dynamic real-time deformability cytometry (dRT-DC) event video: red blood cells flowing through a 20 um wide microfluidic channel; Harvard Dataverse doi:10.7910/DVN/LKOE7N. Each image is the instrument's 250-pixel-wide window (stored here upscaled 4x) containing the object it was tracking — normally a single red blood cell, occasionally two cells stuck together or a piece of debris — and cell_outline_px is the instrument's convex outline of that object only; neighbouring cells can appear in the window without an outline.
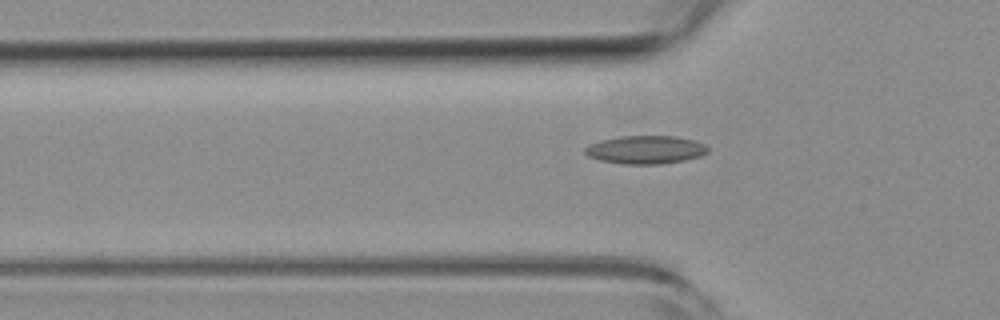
{"species": "common noctule bat (a hibernating species)", "species_latin": "Nyctalus noctula", "temperature_condition": "room temperature", "stored_images_in_passage": 15, "camera_frame_rate_fps": 3000, "um_per_image_px": 0.085, "animal": {"sex": "female", "body_mass_g": 19.3, "forearm_length_mm": 54.1}, "frame": {"image": 1, "passage_image": 2, "time_ms": 0.333, "image_size_px": [1000, 320], "cell_outline_px": [[708, 152], [700, 156], [684, 160], [660, 164], [624, 164], [600, 160], [588, 156], [584, 152], [584, 148], [588, 144], [600, 140], [620, 136], [676, 136], [692, 140], [704, 144], [708, 148]], "centroid_in_image_um": [54.84, 12.72], "position_along_channel_um": 71.0, "area_um2": 20.17}}
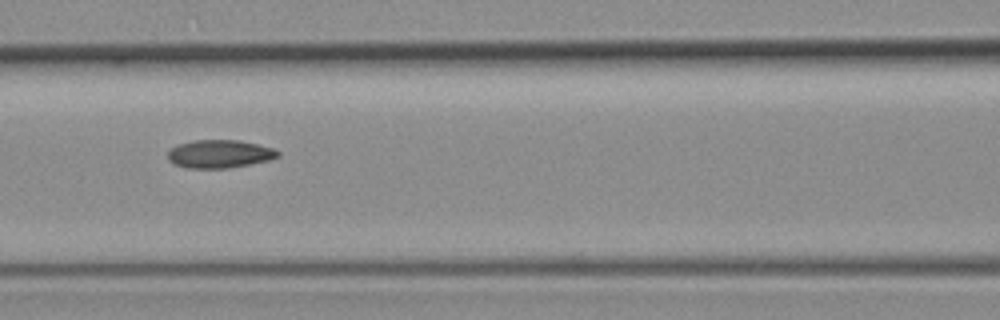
{"frame": {"image": 2, "passage_image": 8, "time_ms": 2.333, "image_size_px": [1000, 320], "cell_outline_px": [[280, 156], [268, 160], [228, 168], [184, 168], [168, 160], [168, 152], [172, 148], [180, 144], [196, 140], [240, 140], [272, 148], [280, 152]], "centroid_in_image_um": [18.66, 13.08], "position_along_channel_um": 147.9, "area_um2": 17.8}}
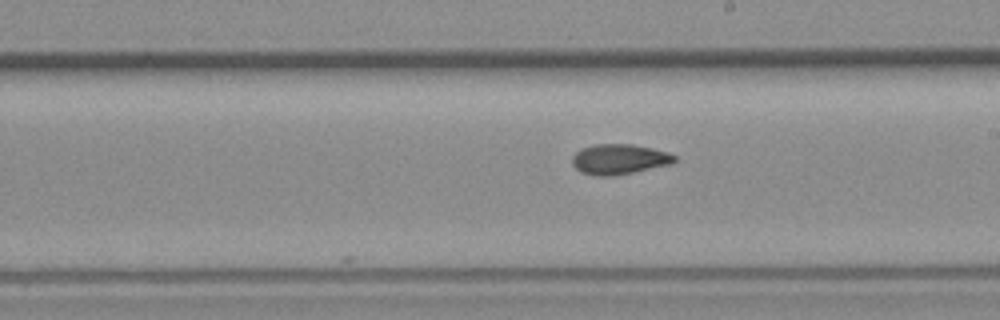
{"frame": {"image": 3, "passage_image": 15, "time_ms": 4.667, "image_size_px": [1000, 320], "cell_outline_px": [[676, 160], [672, 164], [612, 176], [596, 176], [580, 172], [572, 164], [572, 156], [580, 148], [592, 144], [632, 144], [652, 148], [668, 152], [676, 156]], "centroid_in_image_um": [52.61, 13.52], "position_along_channel_um": 236.4, "area_um2": 18.15}}